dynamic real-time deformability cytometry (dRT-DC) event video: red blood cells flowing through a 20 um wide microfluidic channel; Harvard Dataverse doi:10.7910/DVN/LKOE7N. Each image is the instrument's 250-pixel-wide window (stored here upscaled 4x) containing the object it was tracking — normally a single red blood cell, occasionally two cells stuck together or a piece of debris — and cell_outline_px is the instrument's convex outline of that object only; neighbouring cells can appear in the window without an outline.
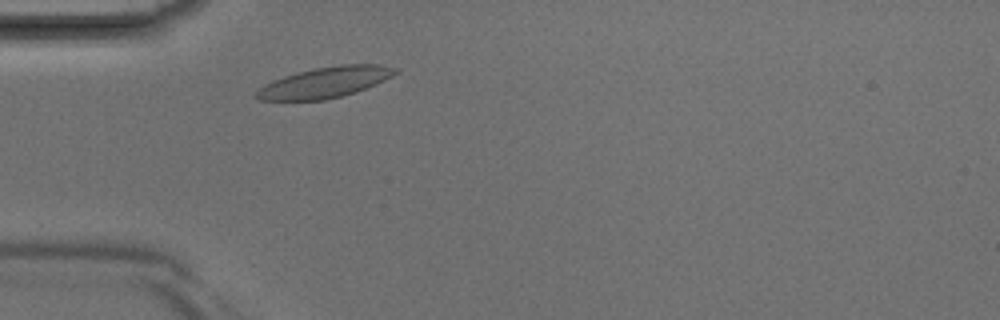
{"species": "Egyptian fruit bat (a non-hibernating species)", "species_latin": "Rousettus aegyptiacus", "temperature_condition": "room temperature", "stored_images_in_passage": 33, "camera_frame_rate_fps": 3000, "um_per_image_px": 0.085, "animal": {"sex": "male"}, "frame": {"image": 1, "passage_image": 4, "time_ms": 1.0, "image_size_px": [1000, 320], "cell_outline_px": [[400, 72], [376, 84], [356, 92], [324, 100], [260, 100], [252, 96], [264, 84], [284, 76], [316, 68], [340, 64], [376, 64], [396, 68]], "centroid_in_image_um": [27.63, 7.0], "position_along_channel_um": 57.4, "area_um2": 24.68}}
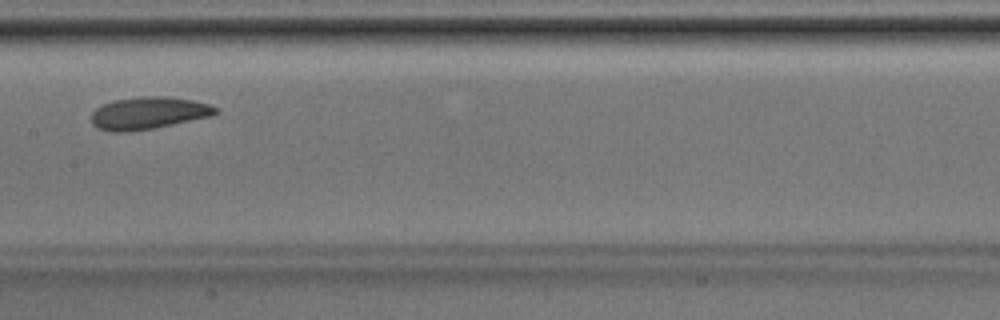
{"frame": {"image": 2, "passage_image": 13, "time_ms": 4.0, "image_size_px": [1000, 320], "cell_outline_px": [[220, 112], [212, 116], [152, 128], [128, 132], [108, 132], [96, 128], [92, 124], [92, 112], [96, 108], [112, 100], [140, 96], [164, 96], [192, 100], [208, 104], [216, 108]], "centroid_in_image_um": [12.58, 9.61], "position_along_channel_um": 194.8, "area_um2": 23.41}}
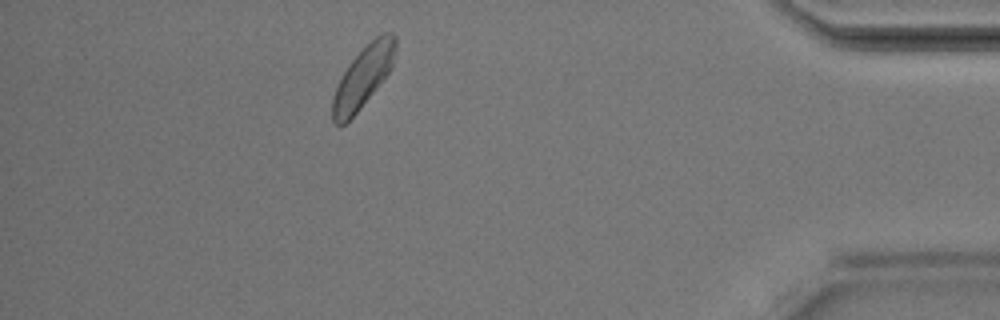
{"frame": {"image": 3, "passage_image": 29, "time_ms": 9.333, "image_size_px": [1000, 320], "cell_outline_px": [[396, 48], [392, 68], [360, 108], [344, 124], [336, 124], [332, 120], [332, 96], [348, 64], [376, 36], [384, 32], [392, 32], [396, 36]], "centroid_in_image_um": [30.88, 6.52], "position_along_channel_um": 404.3, "area_um2": 21.96}}